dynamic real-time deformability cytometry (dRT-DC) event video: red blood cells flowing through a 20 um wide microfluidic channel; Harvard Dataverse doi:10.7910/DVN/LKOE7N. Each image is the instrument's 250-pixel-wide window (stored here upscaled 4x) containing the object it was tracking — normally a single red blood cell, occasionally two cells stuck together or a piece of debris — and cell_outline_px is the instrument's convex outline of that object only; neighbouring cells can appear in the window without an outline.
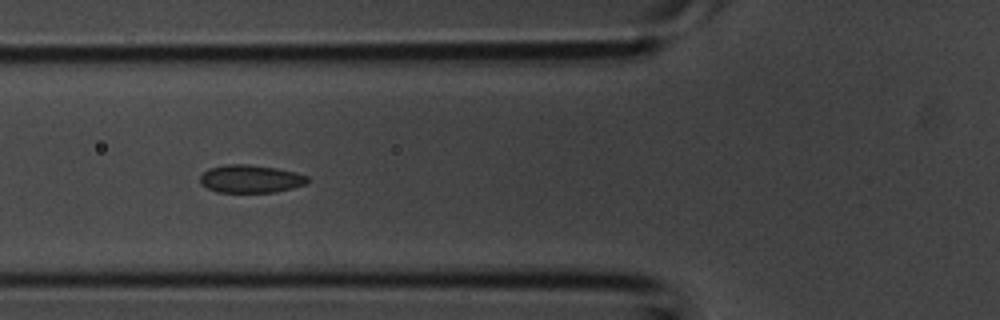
{"species": "common noctule bat (a hibernating species)", "species_latin": "Nyctalus noctula", "temperature_condition": "room temperature", "stored_images_in_passage": 18, "camera_frame_rate_fps": 3000, "um_per_image_px": 0.085, "animal": {"sex": "male", "body_mass_g": 20.1, "forearm_length_mm": 53.5}, "frame": {"image": 1, "passage_image": 8, "time_ms": 2.333, "image_size_px": [1000, 320], "cell_outline_px": [[312, 180], [308, 184], [276, 192], [216, 192], [200, 184], [200, 176], [208, 168], [228, 164], [248, 164], [276, 168], [296, 172], [308, 176]], "centroid_in_image_um": [21.34, 15.2], "position_along_channel_um": 104.5, "area_um2": 17.69}}